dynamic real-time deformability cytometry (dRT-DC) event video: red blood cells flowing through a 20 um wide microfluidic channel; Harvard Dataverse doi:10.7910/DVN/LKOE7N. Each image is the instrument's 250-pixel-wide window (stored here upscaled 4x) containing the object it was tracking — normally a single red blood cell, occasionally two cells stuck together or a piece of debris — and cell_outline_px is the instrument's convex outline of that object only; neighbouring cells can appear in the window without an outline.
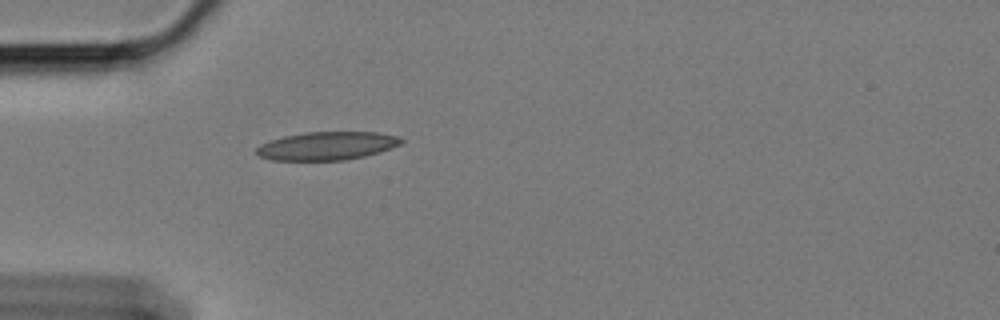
{"species": "Egyptian fruit bat (a non-hibernating species)", "species_latin": "Rousettus aegyptiacus", "temperature_condition": "cold", "stored_images_in_passage": 30, "camera_frame_rate_fps": 3000, "um_per_image_px": 0.085, "animal": {"sex": "female"}, "frame": {"image": 1, "passage_image": 1, "time_ms": 0.0, "image_size_px": [1000, 320], "cell_outline_px": [[404, 140], [400, 144], [380, 152], [364, 156], [344, 160], [272, 160], [260, 156], [256, 152], [256, 148], [260, 144], [284, 136], [304, 132], [376, 132], [400, 136]], "centroid_in_image_um": [27.81, 12.39], "position_along_channel_um": 57.2, "area_um2": 23.76}}
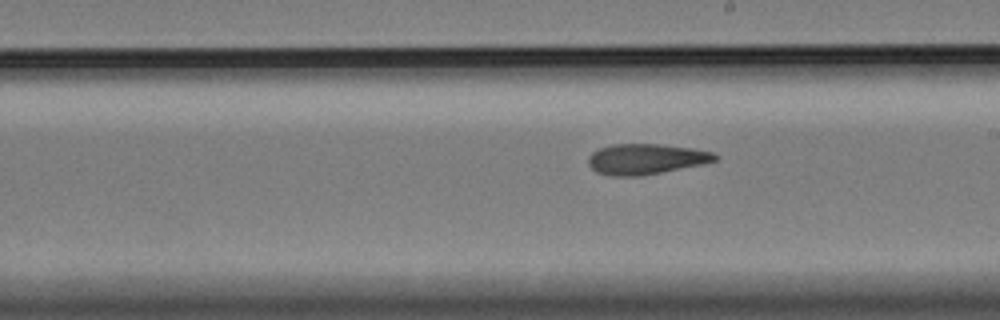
{"frame": {"image": 2, "passage_image": 17, "time_ms": 5.333, "image_size_px": [1000, 320], "cell_outline_px": [[720, 156], [716, 160], [704, 164], [640, 176], [608, 176], [596, 172], [588, 164], [588, 156], [592, 152], [600, 148], [612, 144], [660, 144], [692, 148], [712, 152]], "centroid_in_image_um": [54.89, 13.52], "position_along_channel_um": 234.1, "area_um2": 22.66}}
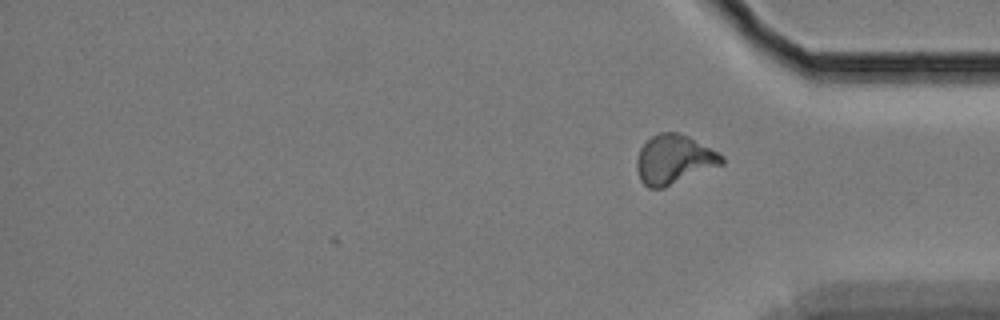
{"frame": {"image": 3, "passage_image": 30, "time_ms": 9.667, "image_size_px": [1000, 320], "cell_outline_px": [[724, 164], [664, 188], [648, 188], [640, 180], [636, 168], [636, 160], [640, 148], [652, 136], [660, 132], [676, 132], [688, 136], [724, 156]], "centroid_in_image_um": [57.28, 13.57], "position_along_channel_um": 377.9, "area_um2": 24.33}}